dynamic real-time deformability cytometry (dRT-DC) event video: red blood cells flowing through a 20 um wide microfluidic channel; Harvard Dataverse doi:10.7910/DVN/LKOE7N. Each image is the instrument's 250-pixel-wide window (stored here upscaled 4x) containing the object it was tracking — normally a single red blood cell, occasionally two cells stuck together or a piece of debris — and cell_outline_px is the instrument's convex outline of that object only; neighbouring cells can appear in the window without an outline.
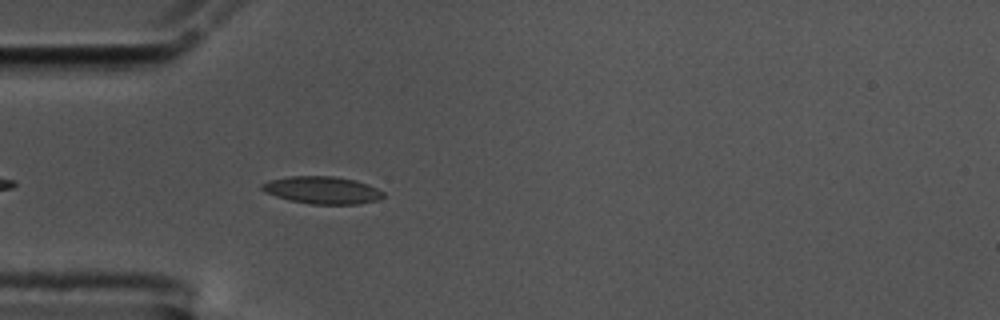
{"species": "common noctule bat (a hibernating species)", "species_latin": "Nyctalus noctula", "temperature_condition": "cold", "stored_images_in_passage": 25, "camera_frame_rate_fps": 3000, "um_per_image_px": 0.085, "animal": {"sex": "male", "body_mass_g": 17.5, "forearm_length_mm": 52.3}, "frame": {"image": 1, "passage_image": 4, "time_ms": 1.0, "image_size_px": [1000, 320], "cell_outline_px": [[384, 196], [376, 200], [360, 204], [312, 204], [292, 200], [276, 196], [264, 192], [260, 188], [260, 184], [268, 180], [288, 176], [336, 176], [356, 180], [368, 184], [384, 192]], "centroid_in_image_um": [27.37, 16.15], "position_along_channel_um": 57.6, "area_um2": 19.42}}
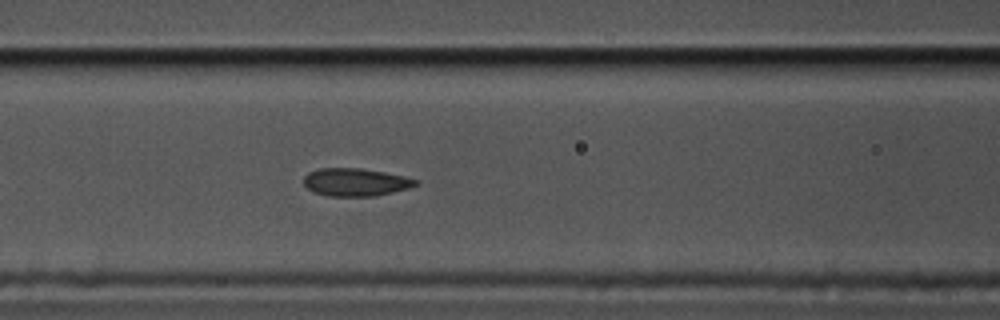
{"frame": {"image": 2, "passage_image": 11, "time_ms": 3.333, "image_size_px": [1000, 320], "cell_outline_px": [[420, 180], [412, 188], [376, 196], [328, 196], [312, 192], [304, 184], [304, 176], [308, 172], [320, 168], [360, 168], [384, 172], [404, 176]], "centroid_in_image_um": [30.24, 15.49], "position_along_channel_um": 136.4, "area_um2": 18.32}}
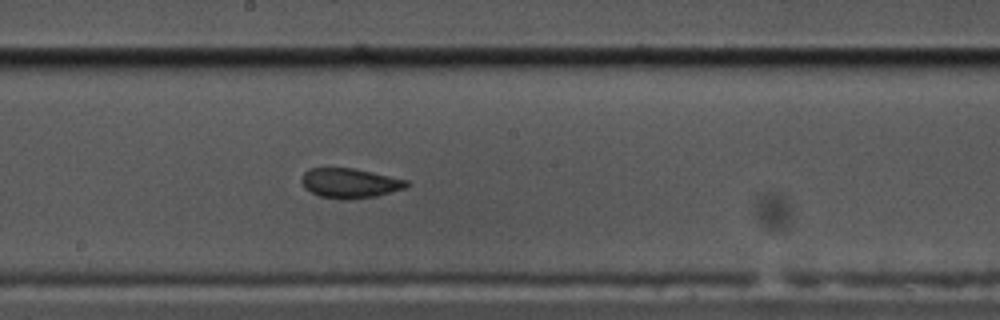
{"frame": {"image": 3, "passage_image": 18, "time_ms": 5.667, "image_size_px": [1000, 320], "cell_outline_px": [[408, 184], [404, 188], [376, 196], [348, 200], [320, 196], [304, 188], [300, 180], [304, 172], [308, 168], [356, 168], [408, 180]], "centroid_in_image_um": [29.71, 15.56], "position_along_channel_um": 218.5, "area_um2": 18.21}}